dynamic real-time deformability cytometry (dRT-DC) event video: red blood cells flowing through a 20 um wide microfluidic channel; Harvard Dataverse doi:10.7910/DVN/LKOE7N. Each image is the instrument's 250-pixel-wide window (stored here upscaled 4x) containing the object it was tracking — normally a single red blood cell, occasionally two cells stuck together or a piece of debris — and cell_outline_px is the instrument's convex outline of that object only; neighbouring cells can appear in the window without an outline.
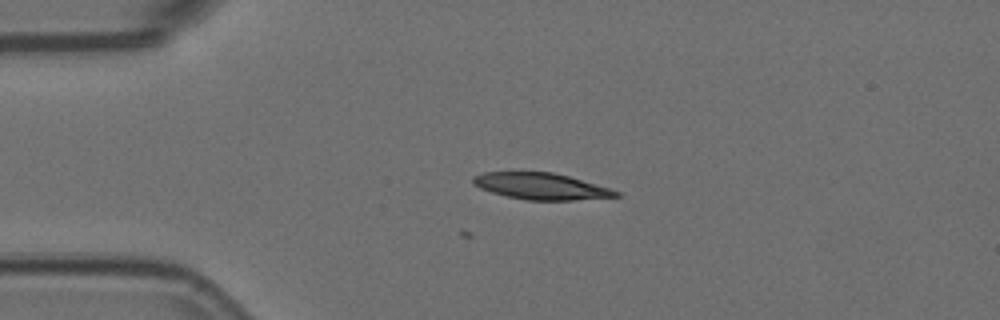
{"species": "Egyptian fruit bat (a non-hibernating species)", "species_latin": "Rousettus aegyptiacus", "temperature_condition": "room temperature", "stored_images_in_passage": 8, "camera_frame_rate_fps": 3000, "um_per_image_px": 0.085, "animal": {"sex": "female"}, "frame": {"image": 1, "passage_image": 3, "time_ms": 0.667, "image_size_px": [1000, 320], "cell_outline_px": [[620, 196], [576, 200], [524, 200], [492, 192], [480, 188], [472, 184], [472, 176], [484, 172], [552, 172], [568, 176], [612, 188], [620, 192]], "centroid_in_image_um": [46.0, 15.83], "position_along_channel_um": 39.0, "area_um2": 22.08}}